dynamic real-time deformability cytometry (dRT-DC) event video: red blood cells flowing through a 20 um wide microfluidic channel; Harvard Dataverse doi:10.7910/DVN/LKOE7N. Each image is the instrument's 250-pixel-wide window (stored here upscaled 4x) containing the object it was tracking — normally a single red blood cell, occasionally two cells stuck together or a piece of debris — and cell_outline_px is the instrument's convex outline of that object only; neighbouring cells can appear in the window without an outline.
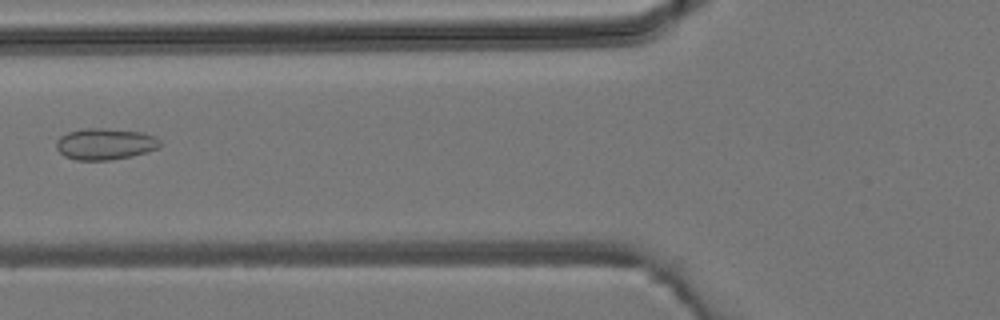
{"species": "common noctule bat (a hibernating species)", "species_latin": "Nyctalus noctula", "temperature_condition": "room temperature", "stored_images_in_passage": 5, "camera_frame_rate_fps": 3000, "um_per_image_px": 0.085, "animal": {"sex": "male", "body_mass_g": 19.2, "forearm_length_mm": 51.8}, "frame": {"image": 1, "passage_image": 5, "time_ms": 4.667, "image_size_px": [1000, 320], "cell_outline_px": [[160, 148], [148, 152], [132, 156], [108, 160], [76, 160], [64, 156], [56, 148], [56, 140], [60, 136], [68, 132], [84, 128], [104, 128], [144, 132], [156, 136], [160, 140]], "centroid_in_image_um": [8.95, 12.23], "position_along_channel_um": 116.8, "area_um2": 19.25}}